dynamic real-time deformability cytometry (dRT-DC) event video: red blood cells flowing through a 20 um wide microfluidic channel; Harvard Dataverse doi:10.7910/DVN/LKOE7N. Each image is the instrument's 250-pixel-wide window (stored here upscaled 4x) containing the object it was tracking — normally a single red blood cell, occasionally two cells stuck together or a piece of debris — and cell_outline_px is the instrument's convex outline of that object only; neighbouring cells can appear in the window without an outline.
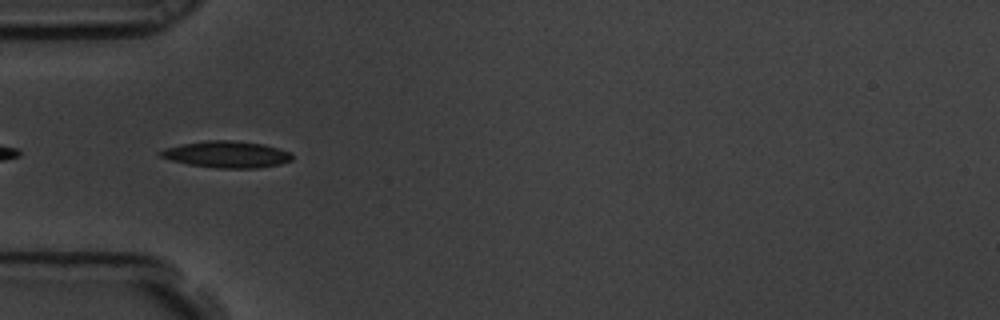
{"species": "common noctule bat (a hibernating species)", "species_latin": "Nyctalus noctula", "temperature_condition": "room temperature", "stored_images_in_passage": 10, "camera_frame_rate_fps": 3000, "um_per_image_px": 0.085, "animal": {"sex": "male", "body_mass_g": 19.5, "forearm_length_mm": 54.6}, "frame": {"image": 1, "passage_image": 2, "time_ms": 0.333, "image_size_px": [1000, 320], "cell_outline_px": [[292, 160], [280, 164], [256, 168], [216, 168], [188, 164], [172, 160], [160, 156], [156, 152], [164, 148], [184, 144], [208, 140], [232, 140], [264, 144], [292, 152]], "centroid_in_image_um": [19.28, 13.12], "position_along_channel_um": 65.7, "area_um2": 20.4}}
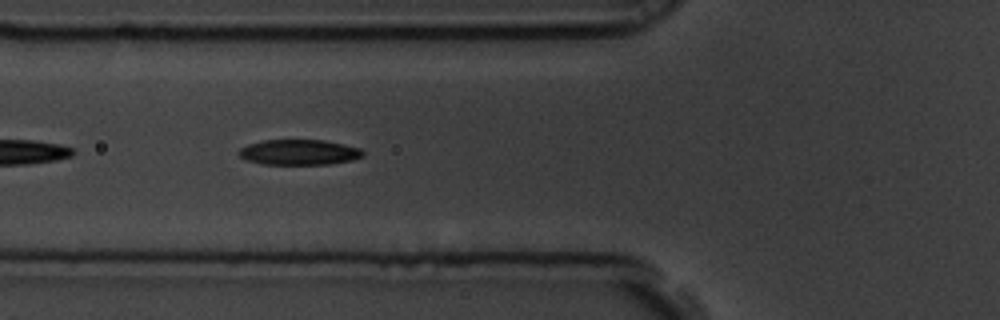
{"frame": {"image": 2, "passage_image": 5, "time_ms": 1.333, "image_size_px": [1000, 320], "cell_outline_px": [[364, 156], [352, 160], [328, 164], [264, 164], [248, 160], [240, 156], [236, 152], [240, 148], [248, 144], [264, 140], [324, 140], [344, 144], [360, 148], [364, 152]], "centroid_in_image_um": [25.43, 12.93], "position_along_channel_um": 100.4, "area_um2": 18.32}}